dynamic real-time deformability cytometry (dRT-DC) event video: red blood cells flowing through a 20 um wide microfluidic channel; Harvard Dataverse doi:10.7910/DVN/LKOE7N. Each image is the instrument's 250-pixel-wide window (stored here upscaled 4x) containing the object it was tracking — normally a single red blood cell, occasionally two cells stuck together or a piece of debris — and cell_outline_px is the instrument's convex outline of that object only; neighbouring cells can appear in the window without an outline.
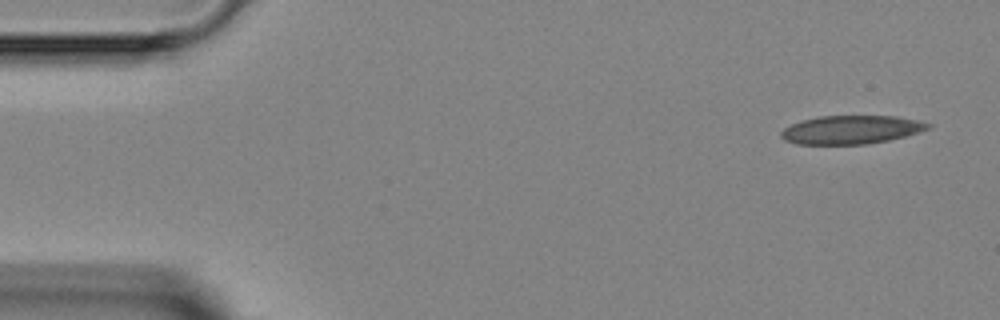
{"species": "Egyptian fruit bat (a non-hibernating species)", "species_latin": "Rousettus aegyptiacus", "temperature_condition": "room temperature", "stored_images_in_passage": 4, "camera_frame_rate_fps": 3000, "um_per_image_px": 0.085, "animal": {"sex": "female"}, "frame": {"image": 1, "passage_image": 1, "time_ms": 0.0, "image_size_px": [1000, 320], "cell_outline_px": [[932, 128], [904, 136], [888, 140], [868, 144], [796, 144], [784, 140], [780, 136], [780, 132], [784, 128], [792, 124], [804, 120], [820, 116], [896, 116], [916, 120], [932, 124]], "centroid_in_image_um": [72.35, 11.03], "position_along_channel_um": 12.7, "area_um2": 24.28}}